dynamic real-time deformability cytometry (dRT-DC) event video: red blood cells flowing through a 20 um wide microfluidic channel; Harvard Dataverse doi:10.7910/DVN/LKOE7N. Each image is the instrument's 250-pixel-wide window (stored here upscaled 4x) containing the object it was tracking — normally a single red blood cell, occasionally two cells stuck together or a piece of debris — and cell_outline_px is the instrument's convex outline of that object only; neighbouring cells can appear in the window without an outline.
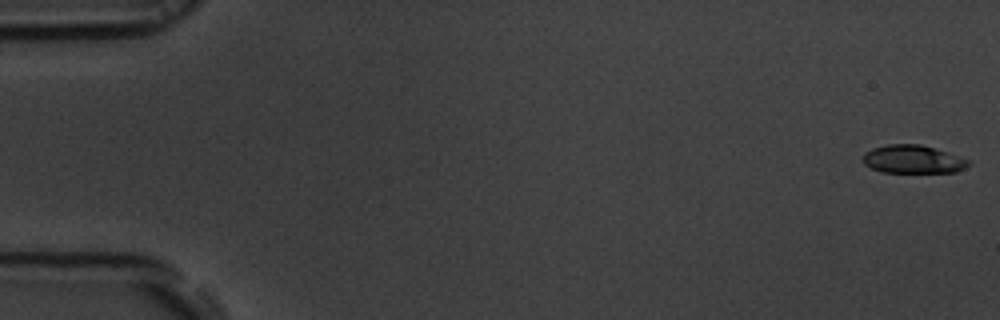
{"species": "common noctule bat (a hibernating species)", "species_latin": "Nyctalus noctula", "temperature_condition": "room temperature", "stored_images_in_passage": 9, "camera_frame_rate_fps": 3000, "um_per_image_px": 0.085, "animal": {"sex": "male", "body_mass_g": 19.5, "forearm_length_mm": 54.6}, "frame": {"image": 1, "passage_image": 1, "time_ms": 0.0, "image_size_px": [1000, 320], "cell_outline_px": [[972, 164], [956, 172], [880, 172], [864, 164], [860, 160], [864, 152], [872, 148], [888, 144], [920, 144], [936, 148], [968, 160]], "centroid_in_image_um": [77.55, 13.53], "position_along_channel_um": 7.5, "area_um2": 17.46}}